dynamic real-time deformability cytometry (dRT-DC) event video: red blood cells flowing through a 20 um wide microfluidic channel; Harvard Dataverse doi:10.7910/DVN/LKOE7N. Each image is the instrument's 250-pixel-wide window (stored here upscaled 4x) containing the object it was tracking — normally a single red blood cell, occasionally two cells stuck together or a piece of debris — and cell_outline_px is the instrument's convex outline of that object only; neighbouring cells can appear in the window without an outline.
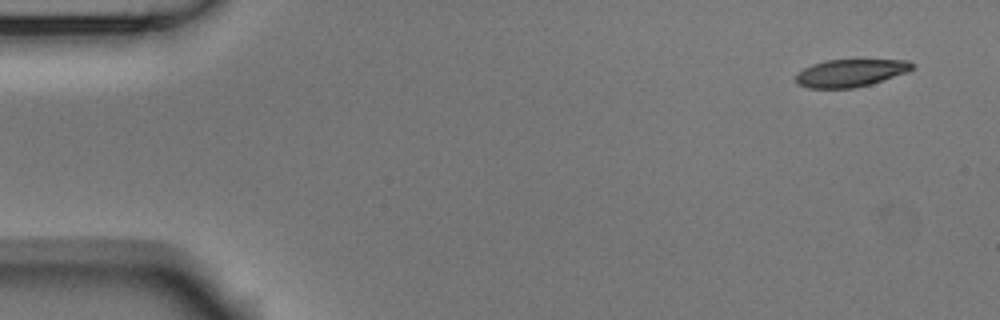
{"species": "Egyptian fruit bat (a non-hibernating species)", "species_latin": "Rousettus aegyptiacus", "temperature_condition": "room temperature", "stored_images_in_passage": 10, "camera_frame_rate_fps": 3000, "um_per_image_px": 0.085, "animal": {"sex": "male"}, "frame": {"image": 1, "passage_image": 1, "time_ms": 0.0, "image_size_px": [1000, 320], "cell_outline_px": [[916, 68], [908, 72], [872, 84], [852, 88], [808, 88], [796, 84], [796, 76], [804, 68], [812, 64], [828, 60], [908, 60], [916, 64]], "centroid_in_image_um": [72.35, 6.2], "position_along_channel_um": 12.7, "area_um2": 18.79}}
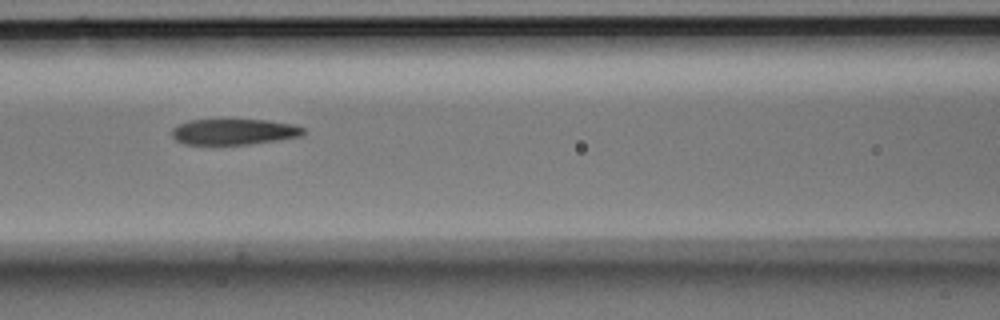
{"frame": {"image": 2, "passage_image": 6, "time_ms": 1.667, "image_size_px": [1000, 320], "cell_outline_px": [[304, 132], [300, 136], [276, 140], [248, 144], [184, 144], [176, 140], [172, 136], [172, 128], [188, 120], [224, 116], [268, 120], [292, 124], [304, 128]], "centroid_in_image_um": [19.83, 11.13], "position_along_channel_um": 146.8, "area_um2": 20.69}}
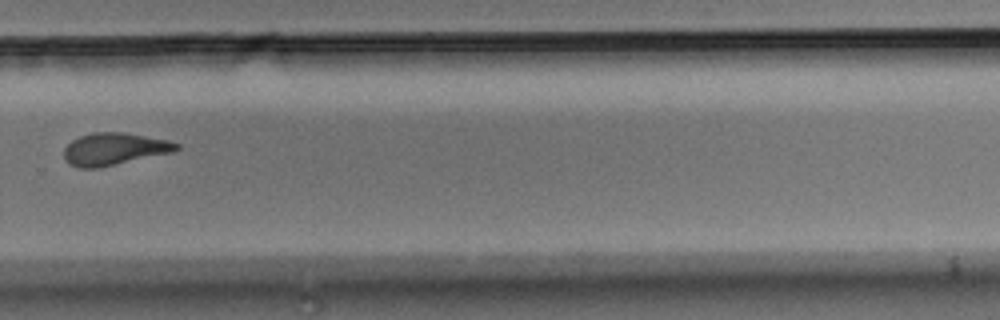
{"frame": {"image": 3, "passage_image": 10, "time_ms": 3.0, "image_size_px": [1000, 320], "cell_outline_px": [[180, 148], [176, 152], [100, 168], [80, 168], [68, 164], [64, 160], [64, 148], [72, 140], [80, 136], [96, 132], [124, 132], [168, 140], [180, 144]], "centroid_in_image_um": [9.74, 12.68], "position_along_channel_um": 320.1, "area_um2": 21.5}}